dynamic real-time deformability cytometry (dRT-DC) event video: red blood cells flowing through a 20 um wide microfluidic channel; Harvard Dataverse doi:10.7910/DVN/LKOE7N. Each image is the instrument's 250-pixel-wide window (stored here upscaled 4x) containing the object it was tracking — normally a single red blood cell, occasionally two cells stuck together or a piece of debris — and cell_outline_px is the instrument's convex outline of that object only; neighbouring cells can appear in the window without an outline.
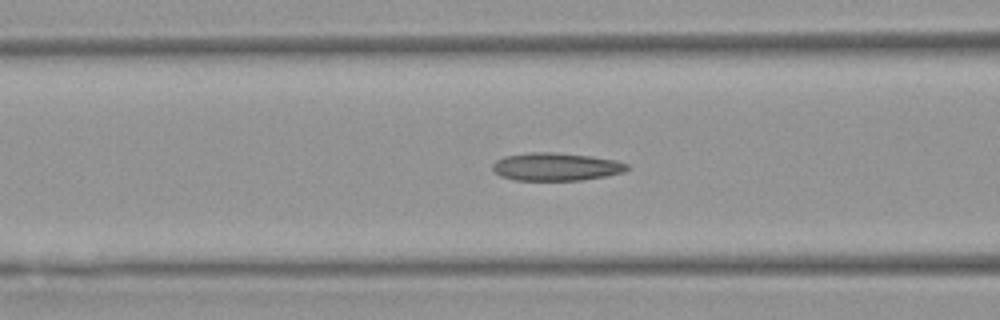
{"species": "Egyptian fruit bat (a non-hibernating species)", "species_latin": "Rousettus aegyptiacus", "temperature_condition": "warm", "stored_images_in_passage": 41, "camera_frame_rate_fps": 3000, "um_per_image_px": 0.085, "animal": {"sex": "female"}, "frame": {"image": 1, "passage_image": 20, "time_ms": 6.333, "image_size_px": [1000, 320], "cell_outline_px": [[628, 168], [624, 172], [604, 176], [580, 180], [512, 180], [500, 176], [492, 168], [492, 164], [496, 160], [504, 156], [532, 152], [552, 152], [592, 156], [616, 160], [628, 164]], "centroid_in_image_um": [47.24, 14.17], "position_along_channel_um": 119.4, "area_um2": 21.85}}
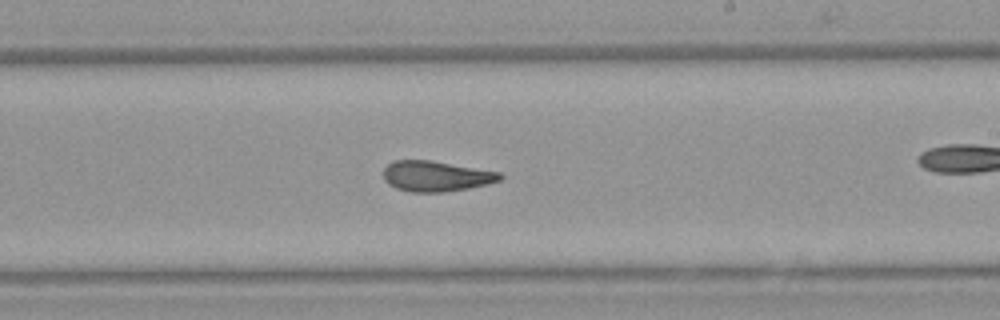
{"frame": {"image": 2, "passage_image": 30, "time_ms": 9.667, "image_size_px": [1000, 320], "cell_outline_px": [[504, 176], [500, 180], [488, 184], [468, 188], [444, 192], [408, 192], [396, 188], [388, 184], [384, 180], [384, 168], [392, 160], [432, 160], [500, 172]], "centroid_in_image_um": [37.05, 14.97], "position_along_channel_um": 251.9, "area_um2": 20.87}}
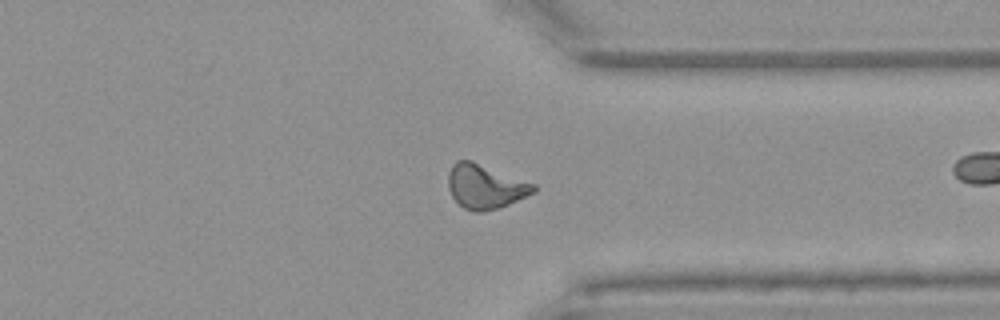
{"frame": {"image": 3, "passage_image": 39, "time_ms": 12.667, "image_size_px": [1000, 320], "cell_outline_px": [[536, 192], [508, 204], [484, 212], [472, 212], [464, 208], [452, 196], [448, 188], [448, 172], [452, 164], [456, 160], [472, 160], [536, 184]], "centroid_in_image_um": [41.24, 15.84], "position_along_channel_um": 370.2, "area_um2": 22.14}}